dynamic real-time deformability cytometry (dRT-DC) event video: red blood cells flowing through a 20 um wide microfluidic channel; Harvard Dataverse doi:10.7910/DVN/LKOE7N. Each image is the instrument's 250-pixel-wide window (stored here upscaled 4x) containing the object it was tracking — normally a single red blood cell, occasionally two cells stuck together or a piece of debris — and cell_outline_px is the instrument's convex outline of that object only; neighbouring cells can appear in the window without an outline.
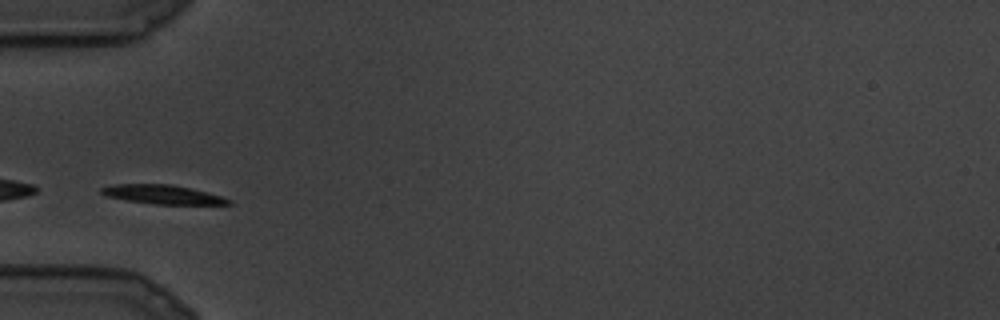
{"species": "common noctule bat (a hibernating species)", "species_latin": "Nyctalus noctula", "temperature_condition": "cold", "stored_images_in_passage": 6, "camera_frame_rate_fps": 3000, "um_per_image_px": 0.085, "animal": {"sex": "male", "body_mass_g": 19.5, "forearm_length_mm": 54.6}, "frame": {"image": 1, "passage_image": 2, "time_ms": 0.333, "image_size_px": [1000, 320], "cell_outline_px": [[232, 204], [156, 204], [128, 200], [104, 196], [100, 192], [100, 188], [116, 184], [172, 184], [192, 188], [208, 192], [232, 200]], "centroid_in_image_um": [13.82, 16.52], "position_along_channel_um": 71.2, "area_um2": 14.05}}
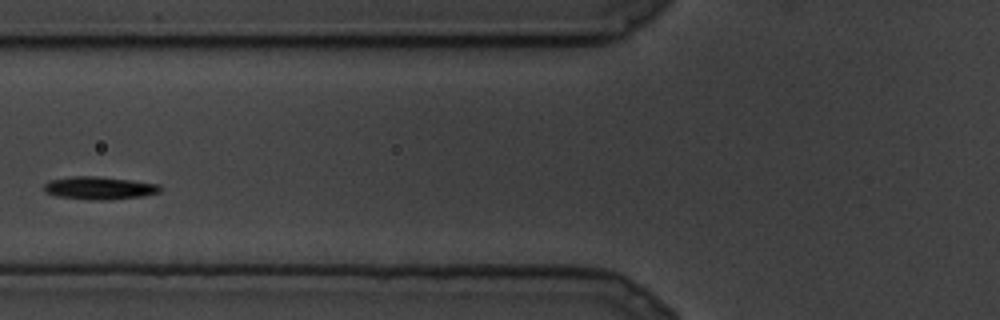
{"frame": {"image": 2, "passage_image": 4, "time_ms": 1.0, "image_size_px": [1000, 320], "cell_outline_px": [[160, 192], [140, 196], [104, 200], [92, 200], [56, 196], [44, 192], [44, 184], [48, 180], [72, 176], [96, 176], [132, 180], [160, 184]], "centroid_in_image_um": [8.39, 15.97], "position_along_channel_um": 117.4, "area_um2": 15.43}}
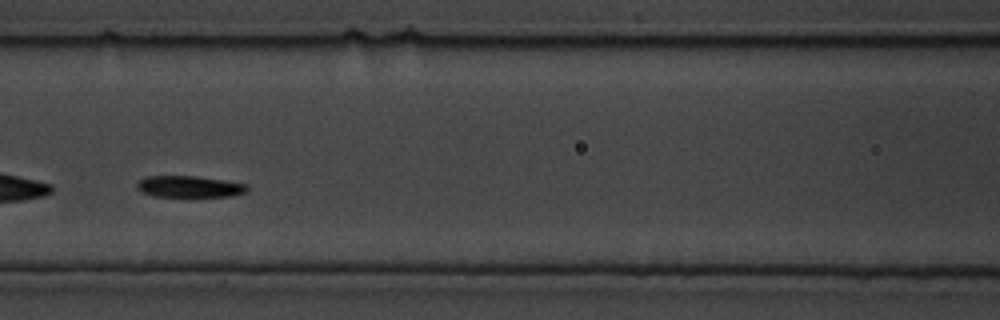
{"frame": {"image": 3, "passage_image": 5, "time_ms": 1.333, "image_size_px": [1000, 320], "cell_outline_px": [[248, 188], [244, 192], [232, 196], [152, 196], [136, 188], [136, 184], [144, 176], [196, 176], [224, 180], [248, 184]], "centroid_in_image_um": [16.08, 15.85], "position_along_channel_um": 150.5, "area_um2": 13.7}}